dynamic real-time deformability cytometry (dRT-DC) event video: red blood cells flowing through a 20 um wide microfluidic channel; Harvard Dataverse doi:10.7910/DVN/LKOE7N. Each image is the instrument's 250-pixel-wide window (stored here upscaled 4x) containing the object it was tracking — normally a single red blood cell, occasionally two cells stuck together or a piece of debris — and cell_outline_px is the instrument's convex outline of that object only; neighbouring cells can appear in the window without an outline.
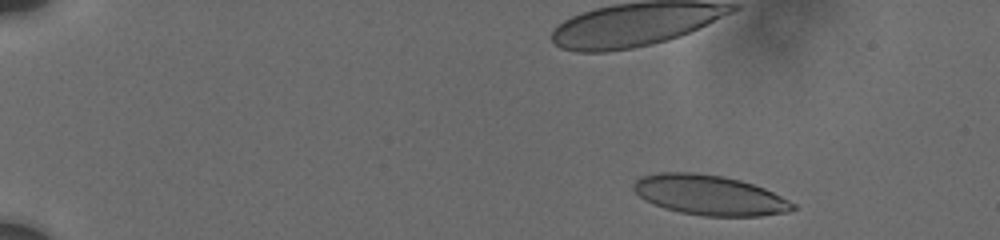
{"species": "human", "species_latin": "Homo sapiens", "temperature_condition": "cold", "stored_images_in_passage": 31, "camera_frame_rate_fps": 3000, "um_per_image_px": 0.085, "donor": {"sex": "male"}, "frame": {"image": 1, "passage_image": 1, "time_ms": 0.0, "image_size_px": [1000, 240], "cell_outline_px": [[796, 208], [788, 212], [760, 216], [704, 216], [680, 212], [664, 208], [652, 204], [644, 200], [632, 188], [632, 184], [640, 176], [660, 172], [692, 172], [724, 176], [740, 180], [764, 188], [796, 204]], "centroid_in_image_um": [60.28, 16.58], "position_along_channel_um": 24.7, "area_um2": 37.22}}
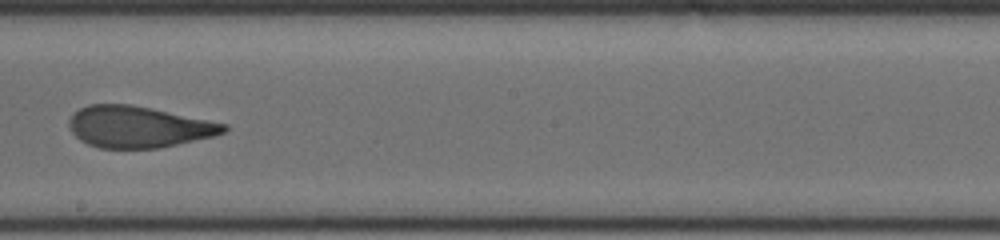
{"frame": {"image": 2, "passage_image": 20, "time_ms": 9.0, "image_size_px": [1000, 240], "cell_outline_px": [[228, 128], [224, 132], [216, 136], [160, 148], [100, 148], [88, 144], [80, 140], [72, 132], [68, 124], [68, 120], [80, 108], [88, 104], [132, 104], [152, 108], [228, 124]], "centroid_in_image_um": [11.79, 10.78], "position_along_channel_um": 236.4, "area_um2": 37.45}}
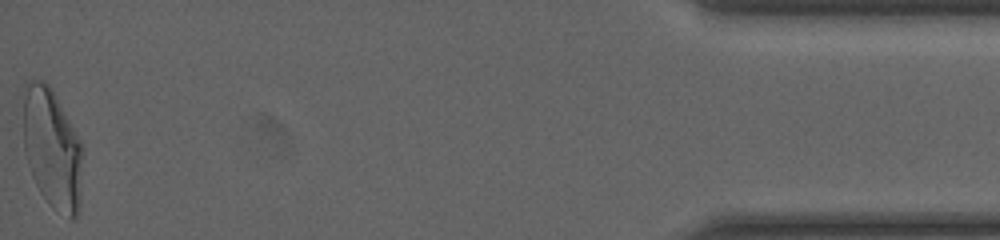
{"frame": {"image": 3, "passage_image": 31, "time_ms": 16.333, "image_size_px": [1000, 240], "cell_outline_px": [[84, 152], [80, 208], [76, 220], [72, 220], [52, 208], [48, 204], [40, 192], [32, 176], [24, 152], [24, 100], [28, 84], [32, 80], [44, 80], [52, 88], [84, 144]], "centroid_in_image_um": [4.51, 12.71], "position_along_channel_um": 430.7, "area_um2": 42.54}, "authors_computed_cell_mechanics": {"area_um2": 38.437, "velocity_mm_per_s": 3.7238, "shape_relaxation_time_tau1_ms": 8.198, "shape_relaxation_time_tau2_ms": 1.6556, "deformation_change_tau1": 0.2535, "deformation_change_tau2": 0.104}}